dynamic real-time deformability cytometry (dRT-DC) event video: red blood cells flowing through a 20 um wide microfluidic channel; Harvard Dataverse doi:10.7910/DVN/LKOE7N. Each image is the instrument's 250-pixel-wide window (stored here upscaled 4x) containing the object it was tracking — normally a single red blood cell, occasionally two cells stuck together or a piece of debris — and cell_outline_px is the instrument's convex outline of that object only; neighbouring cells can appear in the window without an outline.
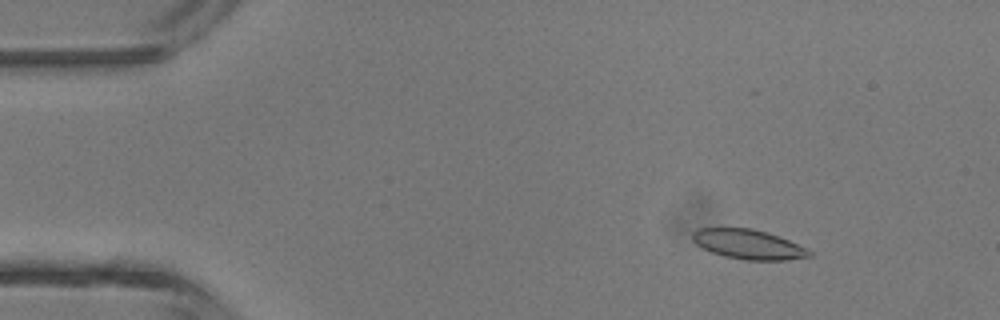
{"species": "common noctule bat (a hibernating species)", "species_latin": "Nyctalus noctula", "temperature_condition": "room temperature", "stored_images_in_passage": 3, "camera_frame_rate_fps": 3000, "um_per_image_px": 0.085, "animal": {"sex": "male", "body_mass_g": 13.3}, "frame": {"image": 1, "passage_image": 1, "time_ms": 0.0, "image_size_px": [1000, 320], "cell_outline_px": [[812, 256], [788, 260], [744, 260], [724, 256], [712, 252], [696, 244], [692, 240], [692, 232], [700, 228], [752, 228], [768, 232], [808, 248], [812, 252]], "centroid_in_image_um": [63.63, 20.77], "position_along_channel_um": 21.4, "area_um2": 20.23}}